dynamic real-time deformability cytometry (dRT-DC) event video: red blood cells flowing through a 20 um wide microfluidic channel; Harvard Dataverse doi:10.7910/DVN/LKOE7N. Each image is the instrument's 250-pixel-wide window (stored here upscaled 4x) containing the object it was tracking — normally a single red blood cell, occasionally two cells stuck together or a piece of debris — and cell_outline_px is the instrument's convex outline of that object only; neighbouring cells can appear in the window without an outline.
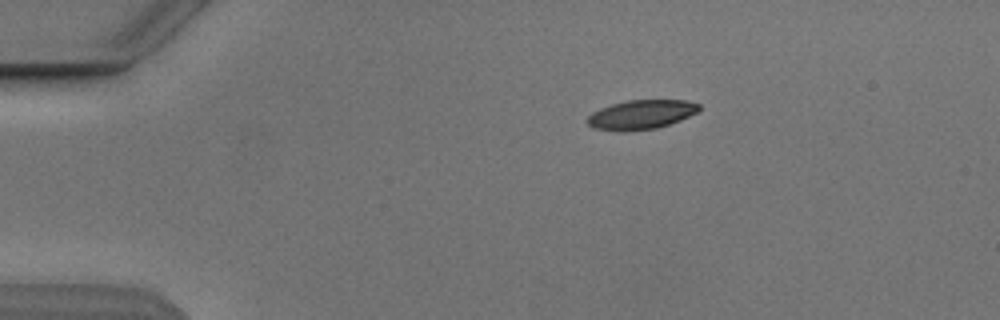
{"species": "Egyptian fruit bat (a non-hibernating species)", "species_latin": "Rousettus aegyptiacus", "temperature_condition": "cold", "stored_images_in_passage": 3, "camera_frame_rate_fps": 3000, "um_per_image_px": 0.085, "animal": {"sex": "male"}, "frame": {"image": 1, "passage_image": 1, "time_ms": 0.0, "image_size_px": [1000, 320], "cell_outline_px": [[700, 108], [696, 112], [680, 120], [656, 128], [592, 128], [588, 124], [588, 116], [592, 112], [600, 108], [612, 104], [628, 100], [684, 100], [700, 104]], "centroid_in_image_um": [54.54, 9.68], "position_along_channel_um": 30.5, "area_um2": 18.03}}
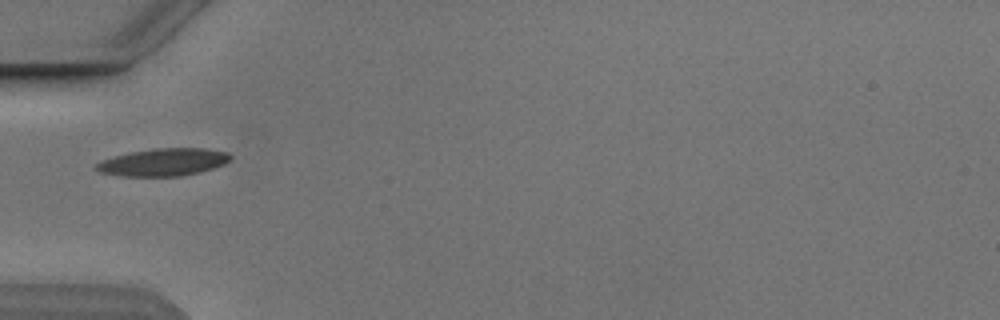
{"frame": {"image": 2, "passage_image": 3, "time_ms": 2.667, "image_size_px": [1000, 320], "cell_outline_px": [[232, 156], [224, 164], [200, 172], [180, 176], [120, 176], [100, 172], [92, 168], [100, 160], [128, 152], [152, 148], [208, 148], [228, 152]], "centroid_in_image_um": [13.85, 13.77], "position_along_channel_um": 71.2, "area_um2": 21.73}}